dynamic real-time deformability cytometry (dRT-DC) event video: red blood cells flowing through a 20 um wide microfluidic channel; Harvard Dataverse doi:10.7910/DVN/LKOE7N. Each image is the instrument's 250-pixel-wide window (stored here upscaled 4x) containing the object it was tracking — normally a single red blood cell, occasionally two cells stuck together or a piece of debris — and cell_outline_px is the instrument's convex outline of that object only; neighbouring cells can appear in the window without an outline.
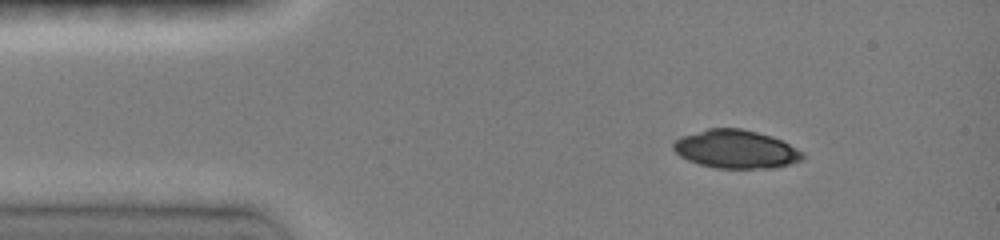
{"species": "common noctule bat (a hibernating species)", "species_latin": "Nyctalus noctula", "temperature_condition": "room temperature", "stored_images_in_passage": 5, "camera_frame_rate_fps": 3000, "um_per_image_px": 0.085, "animal": {"sex": "female", "body_mass_g": 19.0, "forearm_length_mm": 51.5}, "frame": {"image": 1, "passage_image": 1, "time_ms": 0.0, "image_size_px": [1000, 240], "cell_outline_px": [[804, 160], [776, 168], [716, 168], [700, 164], [688, 160], [680, 156], [672, 148], [672, 144], [680, 136], [708, 128], [740, 128], [772, 136], [804, 152]], "centroid_in_image_um": [62.55, 12.68], "position_along_channel_um": 22.4, "area_um2": 28.96}}